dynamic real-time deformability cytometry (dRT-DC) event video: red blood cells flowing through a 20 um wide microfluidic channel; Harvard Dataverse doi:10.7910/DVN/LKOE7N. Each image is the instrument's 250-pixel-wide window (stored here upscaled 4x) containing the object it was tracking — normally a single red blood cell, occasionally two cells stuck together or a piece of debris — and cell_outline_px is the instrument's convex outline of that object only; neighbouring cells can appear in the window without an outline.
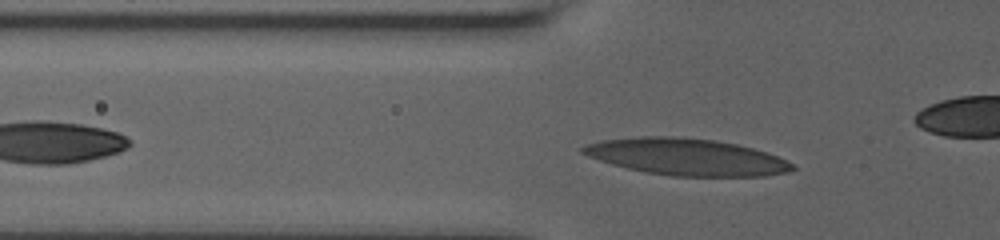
{"species": "human", "species_latin": "Homo sapiens", "temperature_condition": "room temperature", "stored_images_in_passage": 7, "camera_frame_rate_fps": 3000, "um_per_image_px": 0.085, "donor": {"sex": "male"}, "frame": {"image": 1, "passage_image": 3, "time_ms": 0.667, "image_size_px": [1000, 240], "cell_outline_px": [[796, 168], [788, 172], [764, 176], [672, 176], [648, 172], [628, 168], [612, 164], [588, 156], [580, 152], [580, 148], [584, 144], [600, 140], [640, 136], [684, 136], [716, 140], [736, 144], [768, 152], [792, 164]], "centroid_in_image_um": [58.32, 13.32], "position_along_channel_um": 67.5, "area_um2": 44.97}}
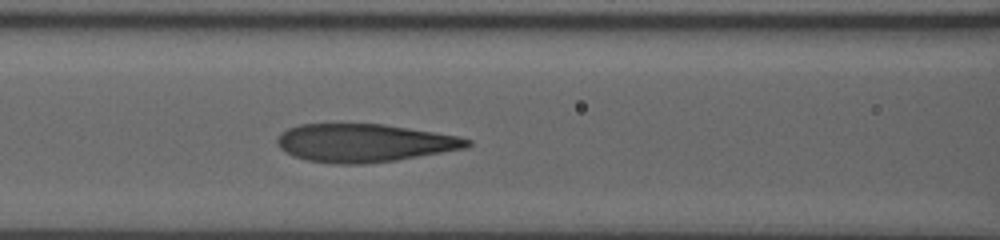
{"frame": {"image": 2, "passage_image": 7, "time_ms": 2.667, "image_size_px": [1000, 240], "cell_outline_px": [[472, 144], [468, 148], [396, 160], [364, 164], [332, 164], [308, 160], [292, 156], [284, 152], [276, 144], [276, 140], [280, 132], [288, 128], [300, 124], [384, 124], [460, 136], [472, 140]], "centroid_in_image_um": [30.95, 12.15], "position_along_channel_um": 135.6, "area_um2": 42.54}}